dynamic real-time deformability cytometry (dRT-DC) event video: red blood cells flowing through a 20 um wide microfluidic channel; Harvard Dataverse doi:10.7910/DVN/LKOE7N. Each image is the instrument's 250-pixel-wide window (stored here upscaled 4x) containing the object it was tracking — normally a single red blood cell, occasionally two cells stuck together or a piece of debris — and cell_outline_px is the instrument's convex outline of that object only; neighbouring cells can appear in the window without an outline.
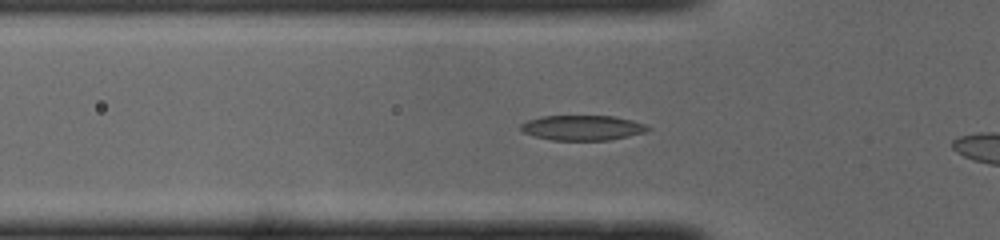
{"species": "common noctule bat (a hibernating species)", "species_latin": "Nyctalus noctula", "temperature_condition": "cold", "stored_images_in_passage": 18, "camera_frame_rate_fps": 3000, "um_per_image_px": 0.085, "animal": {"sex": "male", "body_mass_g": 19.0, "forearm_length_mm": 50.8}, "frame": {"image": 1, "passage_image": 6, "time_ms": 1.667, "image_size_px": [1000, 240], "cell_outline_px": [[652, 128], [644, 132], [628, 136], [608, 140], [552, 140], [536, 136], [524, 132], [520, 128], [520, 124], [528, 120], [544, 116], [612, 116], [632, 120], [644, 124]], "centroid_in_image_um": [49.51, 10.86], "position_along_channel_um": 76.3, "area_um2": 18.32}}
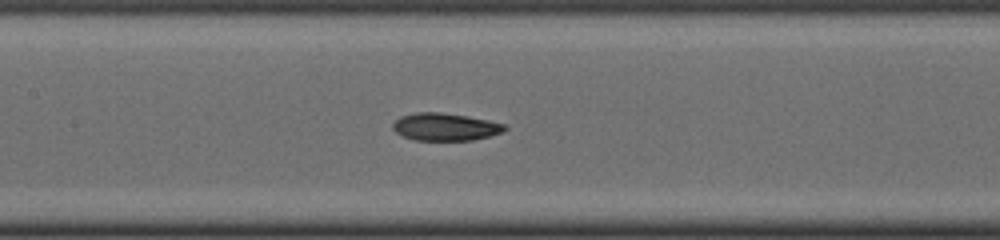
{"frame": {"image": 2, "passage_image": 13, "time_ms": 4.0, "image_size_px": [1000, 240], "cell_outline_px": [[508, 128], [504, 132], [472, 140], [416, 140], [404, 136], [396, 132], [392, 128], [392, 124], [400, 116], [416, 112], [440, 112], [468, 116], [504, 124]], "centroid_in_image_um": [37.84, 10.78], "position_along_channel_um": 169.6, "area_um2": 17.86}}
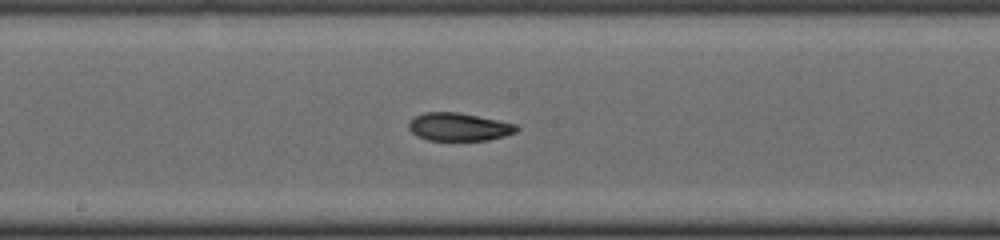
{"frame": {"image": 3, "passage_image": 16, "time_ms": 5.0, "image_size_px": [1000, 240], "cell_outline_px": [[520, 128], [516, 132], [504, 136], [488, 140], [428, 140], [412, 132], [408, 128], [408, 124], [416, 116], [424, 112], [456, 112], [516, 124]], "centroid_in_image_um": [39.02, 10.79], "position_along_channel_um": 209.2, "area_um2": 17.28}}